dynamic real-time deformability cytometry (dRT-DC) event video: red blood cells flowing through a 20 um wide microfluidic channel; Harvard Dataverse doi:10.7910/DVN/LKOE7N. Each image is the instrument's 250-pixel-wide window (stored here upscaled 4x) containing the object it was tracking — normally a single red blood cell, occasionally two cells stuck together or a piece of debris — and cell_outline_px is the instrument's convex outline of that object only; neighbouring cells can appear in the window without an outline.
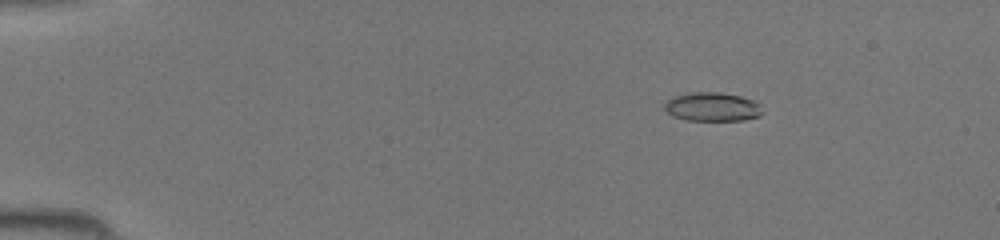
{"species": "common noctule bat (a hibernating species)", "species_latin": "Nyctalus noctula", "temperature_condition": "room temperature", "stored_images_in_passage": 46, "camera_frame_rate_fps": 3000, "um_per_image_px": 0.085, "animal": {"sex": "female", "body_mass_g": 19.5, "forearm_length_mm": 54.1}, "frame": {"image": 1, "passage_image": 8, "time_ms": 2.333, "image_size_px": [1000, 240], "cell_outline_px": [[764, 112], [760, 116], [744, 120], [684, 120], [672, 116], [664, 108], [664, 104], [668, 100], [676, 96], [688, 92], [720, 92], [740, 96], [752, 100], [760, 104]], "centroid_in_image_um": [60.56, 9.08], "position_along_channel_um": 24.4, "area_um2": 16.53}}
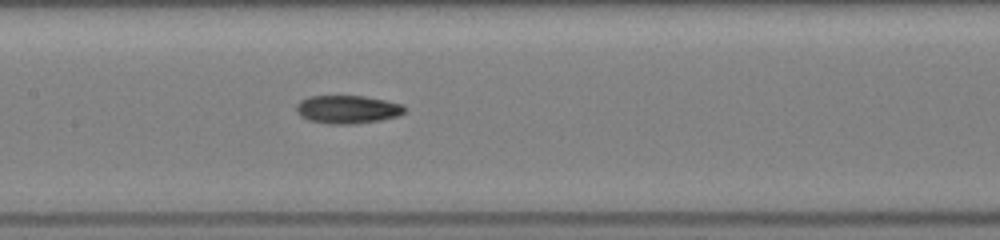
{"frame": {"image": 2, "passage_image": 24, "time_ms": 7.667, "image_size_px": [1000, 240], "cell_outline_px": [[408, 108], [400, 116], [380, 120], [352, 124], [328, 124], [308, 120], [300, 116], [296, 112], [296, 104], [300, 100], [308, 96], [364, 96], [404, 104]], "centroid_in_image_um": [29.54, 9.3], "position_along_channel_um": 177.9, "area_um2": 18.03}}
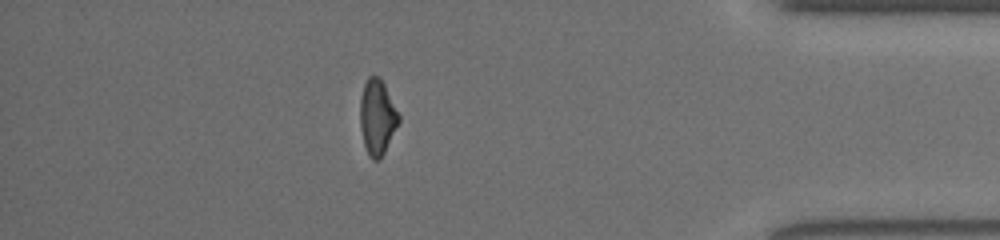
{"frame": {"image": 3, "passage_image": 41, "time_ms": 13.333, "image_size_px": [1000, 240], "cell_outline_px": [[400, 120], [380, 160], [372, 160], [368, 156], [364, 144], [360, 128], [360, 96], [364, 84], [368, 76], [380, 76], [400, 116]], "centroid_in_image_um": [32.05, 9.96], "position_along_channel_um": 403.2, "area_um2": 16.94}}